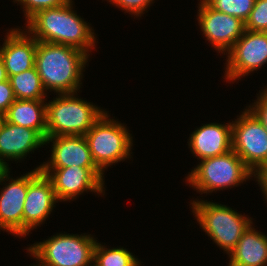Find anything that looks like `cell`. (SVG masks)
Masks as SVG:
<instances>
[{"label": "cell", "mask_w": 267, "mask_h": 266, "mask_svg": "<svg viewBox=\"0 0 267 266\" xmlns=\"http://www.w3.org/2000/svg\"><path fill=\"white\" fill-rule=\"evenodd\" d=\"M73 1L55 8L38 11L27 21V33L39 42L58 43L85 52L95 47L93 29L79 17L72 7Z\"/></svg>", "instance_id": "1"}, {"label": "cell", "mask_w": 267, "mask_h": 266, "mask_svg": "<svg viewBox=\"0 0 267 266\" xmlns=\"http://www.w3.org/2000/svg\"><path fill=\"white\" fill-rule=\"evenodd\" d=\"M88 55L71 46L37 41L35 67L47 91L77 93Z\"/></svg>", "instance_id": "2"}, {"label": "cell", "mask_w": 267, "mask_h": 266, "mask_svg": "<svg viewBox=\"0 0 267 266\" xmlns=\"http://www.w3.org/2000/svg\"><path fill=\"white\" fill-rule=\"evenodd\" d=\"M104 112L75 93L59 94L46 103V136H84Z\"/></svg>", "instance_id": "3"}, {"label": "cell", "mask_w": 267, "mask_h": 266, "mask_svg": "<svg viewBox=\"0 0 267 266\" xmlns=\"http://www.w3.org/2000/svg\"><path fill=\"white\" fill-rule=\"evenodd\" d=\"M193 213L204 232L227 254H229L252 224V218L237 213L228 206L194 200Z\"/></svg>", "instance_id": "4"}, {"label": "cell", "mask_w": 267, "mask_h": 266, "mask_svg": "<svg viewBox=\"0 0 267 266\" xmlns=\"http://www.w3.org/2000/svg\"><path fill=\"white\" fill-rule=\"evenodd\" d=\"M252 176L254 173L240 156L230 150L225 154L201 160L186 178L190 186L203 194L240 185Z\"/></svg>", "instance_id": "5"}, {"label": "cell", "mask_w": 267, "mask_h": 266, "mask_svg": "<svg viewBox=\"0 0 267 266\" xmlns=\"http://www.w3.org/2000/svg\"><path fill=\"white\" fill-rule=\"evenodd\" d=\"M90 235L57 234L28 248L40 266H88L97 240Z\"/></svg>", "instance_id": "6"}, {"label": "cell", "mask_w": 267, "mask_h": 266, "mask_svg": "<svg viewBox=\"0 0 267 266\" xmlns=\"http://www.w3.org/2000/svg\"><path fill=\"white\" fill-rule=\"evenodd\" d=\"M103 115L84 135L87 139L92 159L104 172V168L129 158L132 147V136L127 128L109 115Z\"/></svg>", "instance_id": "7"}, {"label": "cell", "mask_w": 267, "mask_h": 266, "mask_svg": "<svg viewBox=\"0 0 267 266\" xmlns=\"http://www.w3.org/2000/svg\"><path fill=\"white\" fill-rule=\"evenodd\" d=\"M231 123L232 150L255 174L267 163V131L249 108Z\"/></svg>", "instance_id": "8"}, {"label": "cell", "mask_w": 267, "mask_h": 266, "mask_svg": "<svg viewBox=\"0 0 267 266\" xmlns=\"http://www.w3.org/2000/svg\"><path fill=\"white\" fill-rule=\"evenodd\" d=\"M40 171L51 180L60 201L76 199L88 190L97 194L104 192V172L98 167L40 168Z\"/></svg>", "instance_id": "9"}, {"label": "cell", "mask_w": 267, "mask_h": 266, "mask_svg": "<svg viewBox=\"0 0 267 266\" xmlns=\"http://www.w3.org/2000/svg\"><path fill=\"white\" fill-rule=\"evenodd\" d=\"M227 81L236 80L267 63V32L246 30L227 52Z\"/></svg>", "instance_id": "10"}, {"label": "cell", "mask_w": 267, "mask_h": 266, "mask_svg": "<svg viewBox=\"0 0 267 266\" xmlns=\"http://www.w3.org/2000/svg\"><path fill=\"white\" fill-rule=\"evenodd\" d=\"M198 21L205 38L219 53H227L243 35L245 22L212 8L205 0L199 4Z\"/></svg>", "instance_id": "11"}, {"label": "cell", "mask_w": 267, "mask_h": 266, "mask_svg": "<svg viewBox=\"0 0 267 266\" xmlns=\"http://www.w3.org/2000/svg\"><path fill=\"white\" fill-rule=\"evenodd\" d=\"M58 202L51 180L40 169L28 172V191L23 209V236L39 226Z\"/></svg>", "instance_id": "12"}, {"label": "cell", "mask_w": 267, "mask_h": 266, "mask_svg": "<svg viewBox=\"0 0 267 266\" xmlns=\"http://www.w3.org/2000/svg\"><path fill=\"white\" fill-rule=\"evenodd\" d=\"M52 142L50 161L40 168L97 167L94 163L87 139L83 135L46 136L45 144Z\"/></svg>", "instance_id": "13"}, {"label": "cell", "mask_w": 267, "mask_h": 266, "mask_svg": "<svg viewBox=\"0 0 267 266\" xmlns=\"http://www.w3.org/2000/svg\"><path fill=\"white\" fill-rule=\"evenodd\" d=\"M0 191V228L13 235L23 236V209L28 191V173L10 178Z\"/></svg>", "instance_id": "14"}, {"label": "cell", "mask_w": 267, "mask_h": 266, "mask_svg": "<svg viewBox=\"0 0 267 266\" xmlns=\"http://www.w3.org/2000/svg\"><path fill=\"white\" fill-rule=\"evenodd\" d=\"M44 144L45 139L36 130L4 121L0 128V165L7 169L6 159L21 160Z\"/></svg>", "instance_id": "15"}, {"label": "cell", "mask_w": 267, "mask_h": 266, "mask_svg": "<svg viewBox=\"0 0 267 266\" xmlns=\"http://www.w3.org/2000/svg\"><path fill=\"white\" fill-rule=\"evenodd\" d=\"M7 34L3 47L0 48V57L8 77L34 68L37 40L18 28Z\"/></svg>", "instance_id": "16"}, {"label": "cell", "mask_w": 267, "mask_h": 266, "mask_svg": "<svg viewBox=\"0 0 267 266\" xmlns=\"http://www.w3.org/2000/svg\"><path fill=\"white\" fill-rule=\"evenodd\" d=\"M192 154L203 160L232 150V123L205 124L195 130L189 139Z\"/></svg>", "instance_id": "17"}, {"label": "cell", "mask_w": 267, "mask_h": 266, "mask_svg": "<svg viewBox=\"0 0 267 266\" xmlns=\"http://www.w3.org/2000/svg\"><path fill=\"white\" fill-rule=\"evenodd\" d=\"M251 224L228 254V266H267V236Z\"/></svg>", "instance_id": "18"}, {"label": "cell", "mask_w": 267, "mask_h": 266, "mask_svg": "<svg viewBox=\"0 0 267 266\" xmlns=\"http://www.w3.org/2000/svg\"><path fill=\"white\" fill-rule=\"evenodd\" d=\"M44 99H16L5 113V121L36 130L46 138V104Z\"/></svg>", "instance_id": "19"}, {"label": "cell", "mask_w": 267, "mask_h": 266, "mask_svg": "<svg viewBox=\"0 0 267 266\" xmlns=\"http://www.w3.org/2000/svg\"><path fill=\"white\" fill-rule=\"evenodd\" d=\"M16 99H45V89L36 67L8 77Z\"/></svg>", "instance_id": "20"}, {"label": "cell", "mask_w": 267, "mask_h": 266, "mask_svg": "<svg viewBox=\"0 0 267 266\" xmlns=\"http://www.w3.org/2000/svg\"><path fill=\"white\" fill-rule=\"evenodd\" d=\"M94 262L99 266H139L140 261L128 250L122 248L106 249L96 242Z\"/></svg>", "instance_id": "21"}, {"label": "cell", "mask_w": 267, "mask_h": 266, "mask_svg": "<svg viewBox=\"0 0 267 266\" xmlns=\"http://www.w3.org/2000/svg\"><path fill=\"white\" fill-rule=\"evenodd\" d=\"M212 8L235 16L245 22L254 7L255 0H205Z\"/></svg>", "instance_id": "22"}, {"label": "cell", "mask_w": 267, "mask_h": 266, "mask_svg": "<svg viewBox=\"0 0 267 266\" xmlns=\"http://www.w3.org/2000/svg\"><path fill=\"white\" fill-rule=\"evenodd\" d=\"M245 29L253 32H267V0H255L249 18L245 21Z\"/></svg>", "instance_id": "23"}, {"label": "cell", "mask_w": 267, "mask_h": 266, "mask_svg": "<svg viewBox=\"0 0 267 266\" xmlns=\"http://www.w3.org/2000/svg\"><path fill=\"white\" fill-rule=\"evenodd\" d=\"M25 8L24 15L27 21L38 11L48 8H55L71 2L72 0H15Z\"/></svg>", "instance_id": "24"}, {"label": "cell", "mask_w": 267, "mask_h": 266, "mask_svg": "<svg viewBox=\"0 0 267 266\" xmlns=\"http://www.w3.org/2000/svg\"><path fill=\"white\" fill-rule=\"evenodd\" d=\"M153 0H109L116 7L122 8V10H126V12H130L136 16H141L143 11L147 9L150 4H152Z\"/></svg>", "instance_id": "25"}, {"label": "cell", "mask_w": 267, "mask_h": 266, "mask_svg": "<svg viewBox=\"0 0 267 266\" xmlns=\"http://www.w3.org/2000/svg\"><path fill=\"white\" fill-rule=\"evenodd\" d=\"M261 121L267 131V88L260 93L254 105L248 107Z\"/></svg>", "instance_id": "26"}, {"label": "cell", "mask_w": 267, "mask_h": 266, "mask_svg": "<svg viewBox=\"0 0 267 266\" xmlns=\"http://www.w3.org/2000/svg\"><path fill=\"white\" fill-rule=\"evenodd\" d=\"M15 100L16 98L9 79L0 82V112L5 114Z\"/></svg>", "instance_id": "27"}, {"label": "cell", "mask_w": 267, "mask_h": 266, "mask_svg": "<svg viewBox=\"0 0 267 266\" xmlns=\"http://www.w3.org/2000/svg\"><path fill=\"white\" fill-rule=\"evenodd\" d=\"M254 178H257L258 184L261 186L264 197L267 202V163L263 165L255 174Z\"/></svg>", "instance_id": "28"}, {"label": "cell", "mask_w": 267, "mask_h": 266, "mask_svg": "<svg viewBox=\"0 0 267 266\" xmlns=\"http://www.w3.org/2000/svg\"><path fill=\"white\" fill-rule=\"evenodd\" d=\"M8 80V75L2 58L0 57V82Z\"/></svg>", "instance_id": "29"}, {"label": "cell", "mask_w": 267, "mask_h": 266, "mask_svg": "<svg viewBox=\"0 0 267 266\" xmlns=\"http://www.w3.org/2000/svg\"><path fill=\"white\" fill-rule=\"evenodd\" d=\"M10 168L4 169L1 165H0V184L3 181H8L10 176H9V171Z\"/></svg>", "instance_id": "30"}, {"label": "cell", "mask_w": 267, "mask_h": 266, "mask_svg": "<svg viewBox=\"0 0 267 266\" xmlns=\"http://www.w3.org/2000/svg\"><path fill=\"white\" fill-rule=\"evenodd\" d=\"M4 121H5V114L3 112H0V128L2 127Z\"/></svg>", "instance_id": "31"}, {"label": "cell", "mask_w": 267, "mask_h": 266, "mask_svg": "<svg viewBox=\"0 0 267 266\" xmlns=\"http://www.w3.org/2000/svg\"><path fill=\"white\" fill-rule=\"evenodd\" d=\"M92 263H93V264L90 263L88 266H99V265H98L96 262H94V261H93Z\"/></svg>", "instance_id": "32"}]
</instances>
